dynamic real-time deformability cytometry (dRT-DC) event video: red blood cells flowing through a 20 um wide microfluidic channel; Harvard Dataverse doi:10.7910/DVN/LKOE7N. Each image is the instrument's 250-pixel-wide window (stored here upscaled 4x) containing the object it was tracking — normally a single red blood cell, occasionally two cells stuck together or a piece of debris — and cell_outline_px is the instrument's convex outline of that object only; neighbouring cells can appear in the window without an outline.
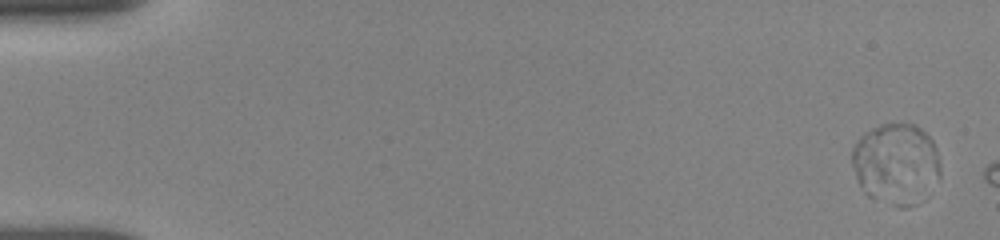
{"species": "human", "species_latin": "Homo sapiens", "temperature_condition": "room temperature", "stored_images_in_passage": 3, "camera_frame_rate_fps": 3000, "um_per_image_px": 0.085, "donor": {"sex": "female"}, "frame": {"image": 1, "passage_image": 1, "time_ms": 0.0, "image_size_px": [1000, 240], "cell_outline_px": [[940, 176], [872, 200], [868, 196], [860, 184], [856, 176], [852, 164], [852, 148], [860, 136], [864, 132], [880, 124], [916, 124], [932, 140], [936, 148], [940, 168]], "centroid_in_image_um": [75.98, 13.51], "position_along_channel_um": 9.0, "area_um2": 36.07}}